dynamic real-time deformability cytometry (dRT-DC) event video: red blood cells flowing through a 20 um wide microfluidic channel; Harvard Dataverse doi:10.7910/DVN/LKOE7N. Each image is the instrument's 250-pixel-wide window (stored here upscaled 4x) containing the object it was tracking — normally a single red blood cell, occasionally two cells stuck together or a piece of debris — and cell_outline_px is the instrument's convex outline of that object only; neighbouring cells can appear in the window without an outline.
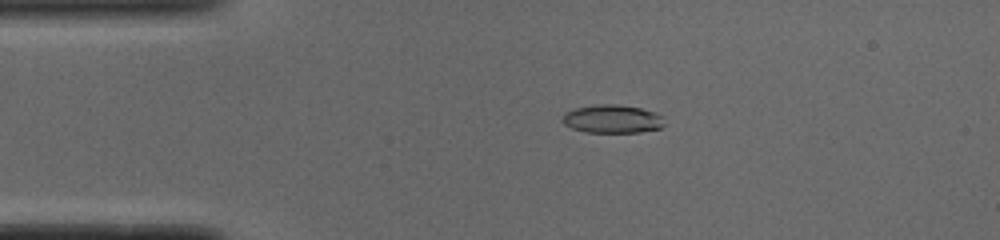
{"species": "common noctule bat (a hibernating species)", "species_latin": "Nyctalus noctula", "temperature_condition": "cold", "stored_images_in_passage": 51, "camera_frame_rate_fps": 3000, "um_per_image_px": 0.085, "animal": {"sex": "male", "body_mass_g": 19.0, "forearm_length_mm": 50.8}, "frame": {"image": 1, "passage_image": 10, "time_ms": 3.0, "image_size_px": [1000, 240], "cell_outline_px": [[664, 124], [660, 128], [640, 132], [584, 132], [572, 128], [564, 124], [560, 120], [564, 112], [576, 108], [600, 104], [616, 104], [640, 108], [656, 112], [664, 116]], "centroid_in_image_um": [52.04, 10.11], "position_along_channel_um": 33.0, "area_um2": 16.94}}
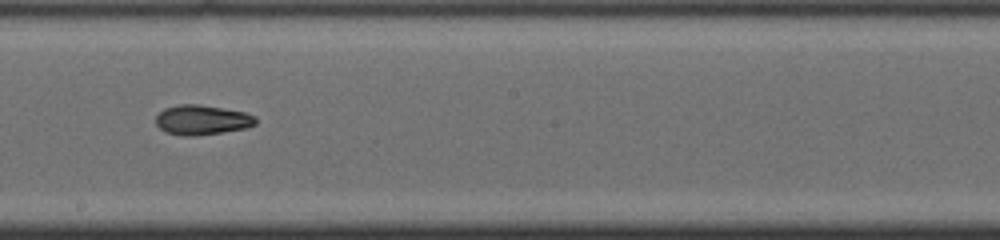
{"frame": {"image": 2, "passage_image": 28, "time_ms": 9.0, "image_size_px": [1000, 240], "cell_outline_px": [[256, 124], [244, 128], [196, 136], [180, 136], [164, 132], [156, 124], [156, 116], [164, 108], [180, 104], [200, 104], [244, 112], [256, 116]], "centroid_in_image_um": [17.13, 10.19], "position_along_channel_um": 231.1, "area_um2": 17.34}}
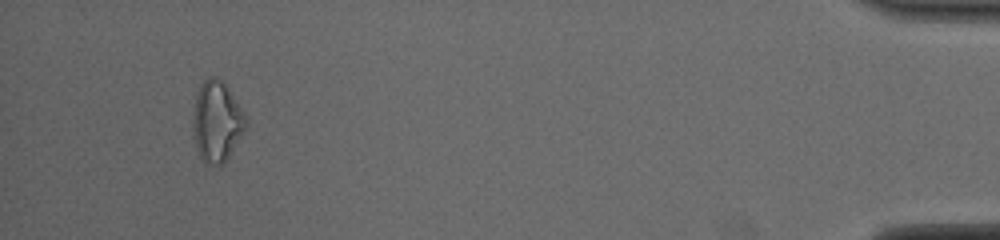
{"frame": {"image": 3, "passage_image": 48, "time_ms": 15.667, "image_size_px": [1000, 240], "cell_outline_px": [[248, 124], [244, 132], [228, 156], [220, 164], [204, 164], [200, 160], [196, 148], [192, 120], [196, 96], [200, 84], [208, 76], [216, 76], [228, 88], [248, 116]], "centroid_in_image_um": [18.44, 10.31], "position_along_channel_um": 416.8, "area_um2": 24.97}, "authors_computed_cell_mechanics": {"area_um2": 17.1088, "velocity_mm_per_s": 3.9008, "shape_relaxation_time_tau1_ms": 7.5608, "shape_relaxation_time_tau2_ms": 6.6553, "deformation_change_tau1": 0.2124, "deformation_change_tau2": 0.1249}}